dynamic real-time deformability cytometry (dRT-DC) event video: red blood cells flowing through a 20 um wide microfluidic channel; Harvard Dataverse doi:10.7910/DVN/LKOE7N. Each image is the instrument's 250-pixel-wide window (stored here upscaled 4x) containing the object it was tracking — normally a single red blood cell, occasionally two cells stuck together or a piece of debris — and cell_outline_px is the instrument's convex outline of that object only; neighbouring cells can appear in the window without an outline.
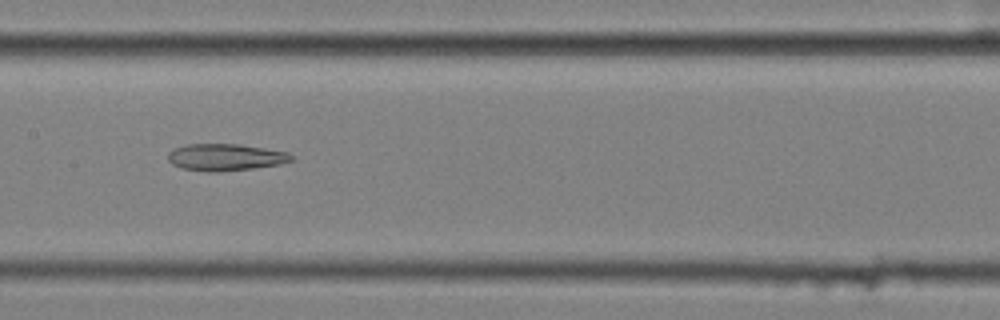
{"species": "common noctule bat (a hibernating species)", "species_latin": "Nyctalus noctula", "temperature_condition": "cold", "stored_images_in_passage": 5, "camera_frame_rate_fps": 3000, "um_per_image_px": 0.085, "animal": {"sex": "female", "body_mass_g": 25.1}, "frame": {"image": 1, "passage_image": 5, "time_ms": 1.333, "image_size_px": [1000, 320], "cell_outline_px": [[296, 160], [280, 164], [252, 168], [216, 172], [208, 172], [180, 168], [172, 164], [168, 160], [168, 152], [172, 148], [184, 144], [240, 144], [288, 152], [296, 156]], "centroid_in_image_um": [19.17, 13.36], "position_along_channel_um": 188.2, "area_um2": 19.65}}